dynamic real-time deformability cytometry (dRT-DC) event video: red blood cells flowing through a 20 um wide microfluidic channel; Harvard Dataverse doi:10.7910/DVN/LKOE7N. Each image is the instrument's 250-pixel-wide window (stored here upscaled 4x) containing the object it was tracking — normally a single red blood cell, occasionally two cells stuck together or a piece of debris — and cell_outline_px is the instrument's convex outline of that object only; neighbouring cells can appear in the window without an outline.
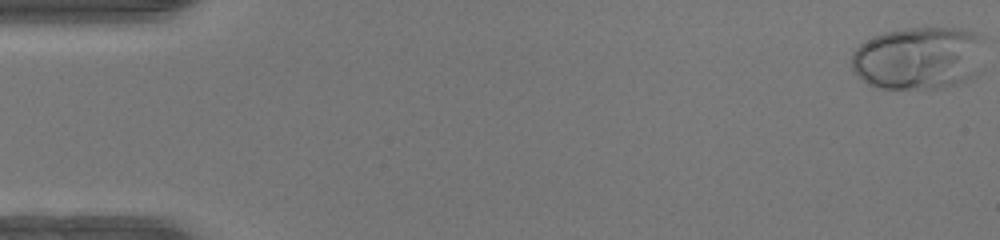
{"species": "human", "species_latin": "Homo sapiens", "temperature_condition": "warm", "stored_images_in_passage": 49, "camera_frame_rate_fps": 3000, "um_per_image_px": 0.085, "donor": {"sex": "female"}, "frame": {"image": 1, "passage_image": 1, "time_ms": 0.0, "image_size_px": [1000, 240], "cell_outline_px": [[984, 36], [972, 76], [956, 84], [944, 88], [876, 88], [868, 84], [852, 68], [852, 52], [860, 44], [884, 32], [904, 28], [964, 28]], "centroid_in_image_um": [78.03, 4.92], "position_along_channel_um": 7.0, "area_um2": 48.09}}
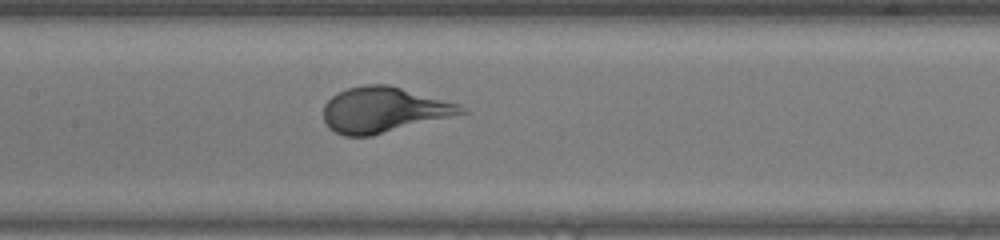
{"frame": {"image": 2, "passage_image": 24, "time_ms": 7.667, "image_size_px": [1000, 240], "cell_outline_px": [[468, 112], [372, 136], [344, 136], [328, 128], [324, 120], [324, 104], [332, 96], [348, 88], [364, 84], [388, 84], [460, 104]], "centroid_in_image_um": [32.59, 9.34], "position_along_channel_um": 174.8, "area_um2": 36.3}}
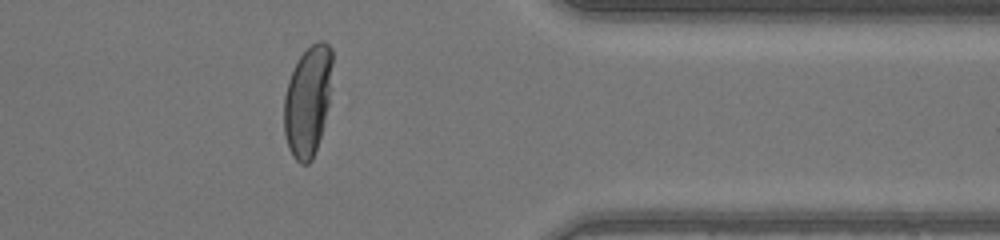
{"frame": {"image": 3, "passage_image": 40, "time_ms": 13.0, "image_size_px": [1000, 240], "cell_outline_px": [[332, 88], [320, 136], [312, 160], [308, 164], [300, 164], [292, 156], [288, 148], [284, 132], [284, 96], [288, 80], [300, 56], [312, 44], [320, 40], [324, 40], [332, 48]], "centroid_in_image_um": [26.17, 8.57], "position_along_channel_um": 385.2, "area_um2": 31.21}}